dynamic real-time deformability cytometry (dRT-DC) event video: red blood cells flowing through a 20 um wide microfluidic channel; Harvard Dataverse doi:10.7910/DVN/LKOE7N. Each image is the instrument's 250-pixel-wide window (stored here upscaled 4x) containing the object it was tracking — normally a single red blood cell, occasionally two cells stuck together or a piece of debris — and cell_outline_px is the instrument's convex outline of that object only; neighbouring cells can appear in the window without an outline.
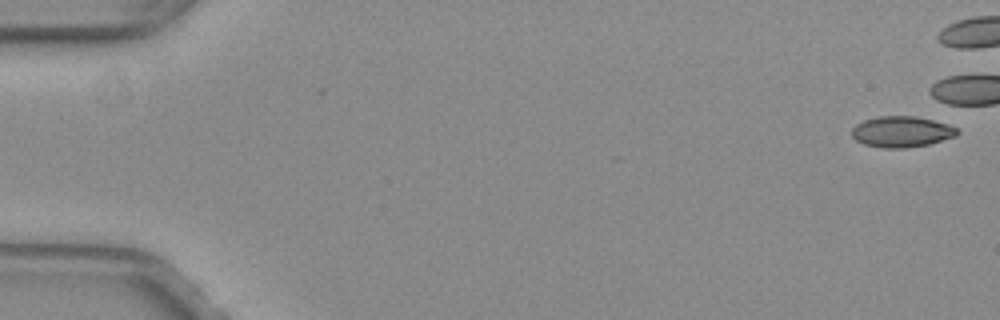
{"species": "common noctule bat (a hibernating species)", "species_latin": "Nyctalus noctula", "temperature_condition": "warm", "stored_images_in_passage": 30, "camera_frame_rate_fps": 3000, "um_per_image_px": 0.085, "animal": {"sex": "female", "body_mass_g": 29.2, "forearm_length_mm": 56.3}, "frame": {"image": 1, "passage_image": 1, "time_ms": 0.0, "image_size_px": [1000, 320], "cell_outline_px": [[960, 132], [956, 136], [928, 144], [904, 148], [884, 148], [864, 144], [856, 140], [852, 136], [852, 128], [856, 124], [864, 120], [880, 116], [916, 116], [948, 124], [956, 128]], "centroid_in_image_um": [76.63, 11.19], "position_along_channel_um": 8.4, "area_um2": 18.9}}
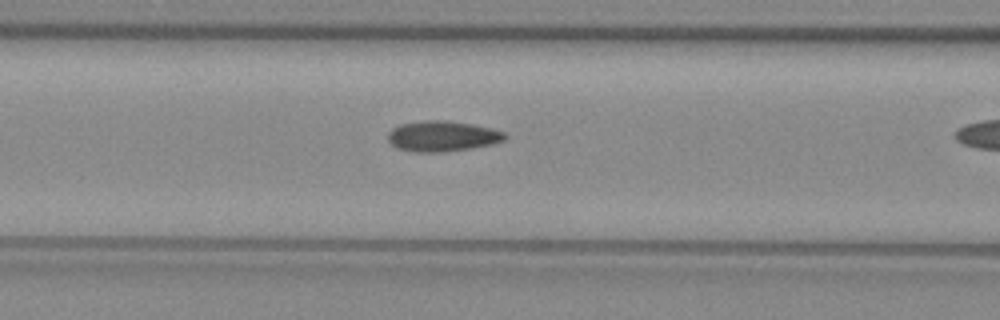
{"frame": {"image": 2, "passage_image": 22, "time_ms": 7.0, "image_size_px": [1000, 320], "cell_outline_px": [[508, 136], [504, 140], [492, 144], [472, 148], [444, 152], [412, 152], [396, 148], [388, 140], [388, 132], [392, 128], [400, 124], [424, 120], [444, 120], [472, 124], [492, 128], [504, 132]], "centroid_in_image_um": [37.59, 11.58], "position_along_channel_um": 129.0, "area_um2": 20.98}}